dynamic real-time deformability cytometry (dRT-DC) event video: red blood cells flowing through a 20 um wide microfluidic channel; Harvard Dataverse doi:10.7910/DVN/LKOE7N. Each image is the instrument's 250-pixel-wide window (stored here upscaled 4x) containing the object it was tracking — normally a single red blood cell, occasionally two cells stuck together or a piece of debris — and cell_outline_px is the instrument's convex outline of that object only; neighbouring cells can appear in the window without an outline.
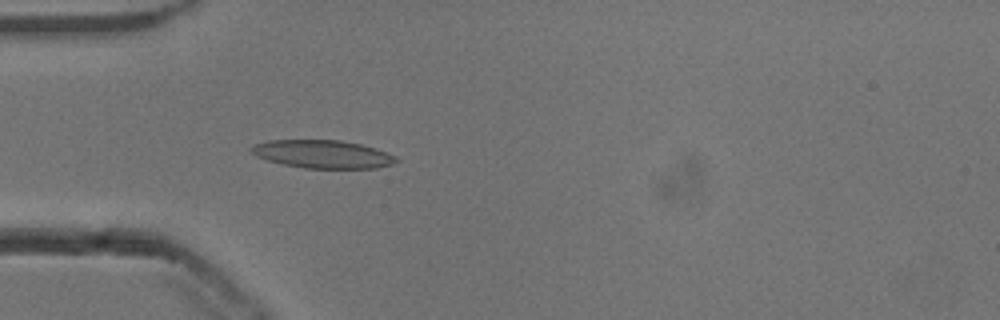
{"species": "common noctule bat (a hibernating species)", "species_latin": "Nyctalus noctula", "temperature_condition": "cold", "stored_images_in_passage": 53, "camera_frame_rate_fps": 3000, "um_per_image_px": 0.085, "animal": {"sex": "male", "body_mass_g": 13.3}, "frame": {"image": 1, "passage_image": 16, "time_ms": 5.0, "image_size_px": [1000, 320], "cell_outline_px": [[400, 160], [392, 164], [376, 168], [304, 168], [284, 164], [268, 160], [256, 156], [248, 148], [252, 144], [268, 140], [340, 140], [360, 144], [376, 148], [396, 156]], "centroid_in_image_um": [27.42, 13.09], "position_along_channel_um": 57.6, "area_um2": 23.76}}
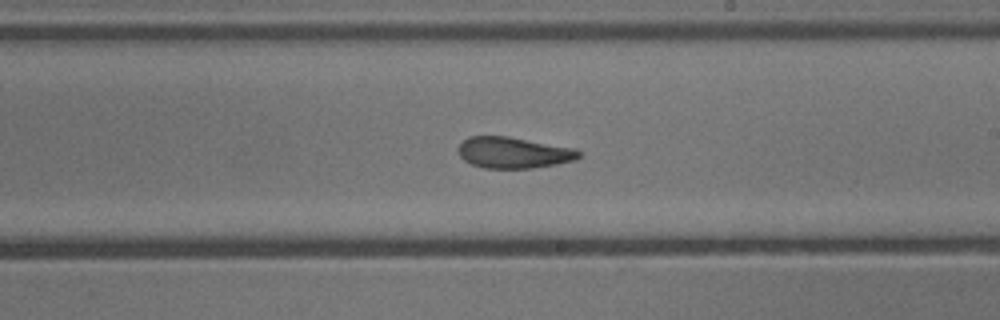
{"frame": {"image": 2, "passage_image": 31, "time_ms": 10.0, "image_size_px": [1000, 320], "cell_outline_px": [[580, 156], [576, 160], [556, 164], [532, 168], [484, 168], [472, 164], [464, 160], [460, 156], [456, 148], [468, 136], [508, 136], [576, 148], [580, 152]], "centroid_in_image_um": [43.64, 12.97], "position_along_channel_um": 245.4, "area_um2": 22.02}}
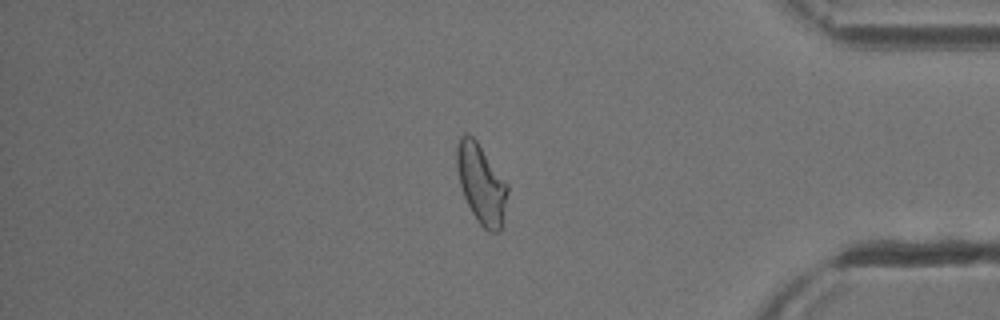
{"frame": {"image": 3, "passage_image": 45, "time_ms": 14.667, "image_size_px": [1000, 320], "cell_outline_px": [[508, 192], [500, 228], [496, 232], [488, 232], [476, 220], [464, 196], [460, 184], [456, 168], [456, 144], [460, 136], [464, 132], [468, 132], [476, 140], [508, 184]], "centroid_in_image_um": [40.87, 15.57], "position_along_channel_um": 394.3, "area_um2": 23.35}, "authors_computed_cell_mechanics": {"area_um2": 23.1778, "velocity_mm_per_s": 3.8318, "shape_relaxation_time_tau1_ms": 6.1495, "shape_relaxation_time_tau2_ms": 2.5125, "deformation_change_tau1": 0.1633, "deformation_change_tau2": 0.0978}}